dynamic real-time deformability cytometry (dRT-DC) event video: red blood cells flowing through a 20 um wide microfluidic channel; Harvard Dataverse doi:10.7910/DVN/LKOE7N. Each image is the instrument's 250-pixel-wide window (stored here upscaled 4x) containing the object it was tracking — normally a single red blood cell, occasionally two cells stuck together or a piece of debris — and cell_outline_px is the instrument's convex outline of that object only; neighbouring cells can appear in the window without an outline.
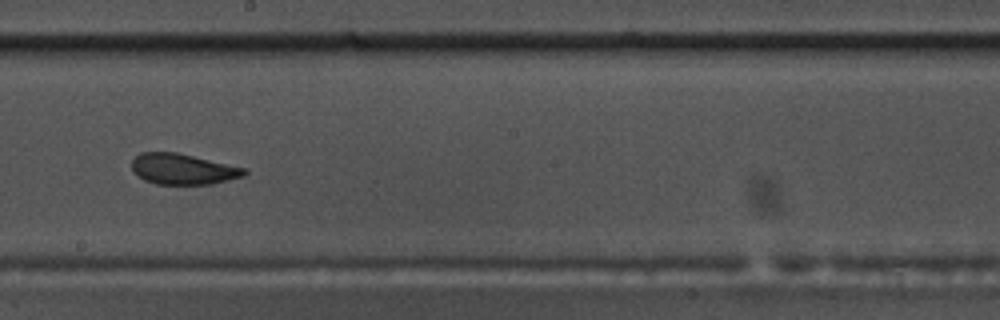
{"species": "common noctule bat (a hibernating species)", "species_latin": "Nyctalus noctula", "temperature_condition": "warm", "stored_images_in_passage": 56, "camera_frame_rate_fps": 3000, "um_per_image_px": 0.085, "animal": {"sex": "male", "body_mass_g": 17.5, "forearm_length_mm": 52.3}, "frame": {"image": 1, "passage_image": 32, "time_ms": 10.333, "image_size_px": [1000, 320], "cell_outline_px": [[248, 172], [244, 176], [212, 184], [156, 184], [144, 180], [132, 172], [132, 160], [140, 152], [176, 152], [248, 168]], "centroid_in_image_um": [15.56, 14.37], "position_along_channel_um": 232.6, "area_um2": 20.35}}
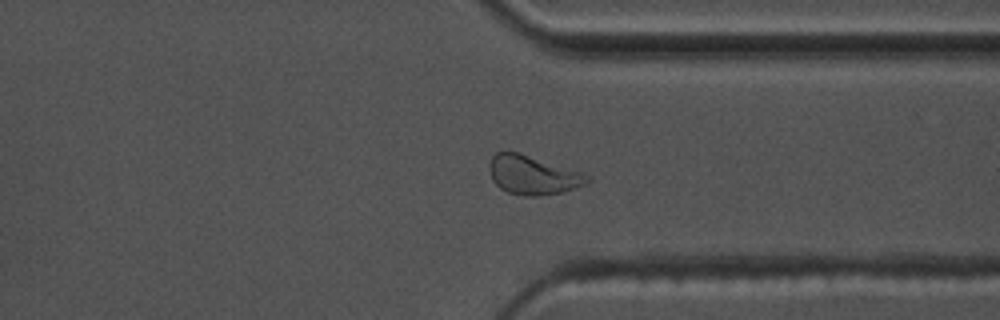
{"frame": {"image": 2, "passage_image": 43, "time_ms": 14.0, "image_size_px": [1000, 320], "cell_outline_px": [[592, 180], [588, 184], [560, 192], [536, 196], [524, 196], [508, 192], [500, 188], [492, 180], [488, 168], [488, 164], [492, 156], [496, 152], [516, 152], [584, 172], [592, 176]], "centroid_in_image_um": [45.32, 14.88], "position_along_channel_um": 366.1, "area_um2": 22.31}}
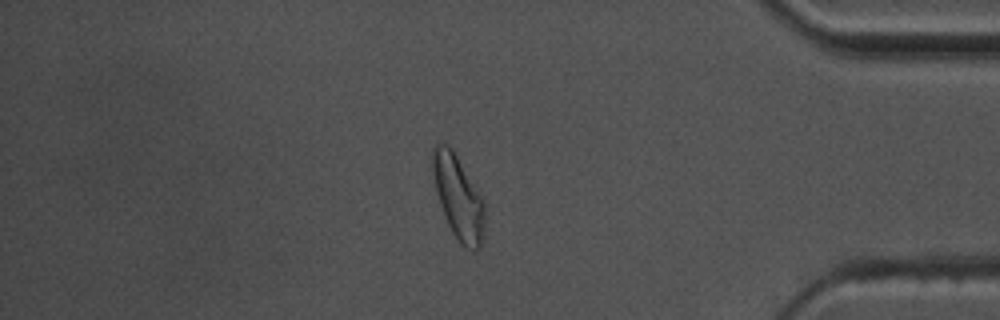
{"frame": {"image": 3, "passage_image": 48, "time_ms": 15.667, "image_size_px": [1000, 320], "cell_outline_px": [[484, 236], [480, 248], [472, 248], [460, 244], [452, 232], [444, 216], [440, 204], [432, 172], [432, 148], [436, 144], [448, 144], [452, 148], [484, 200]], "centroid_in_image_um": [38.95, 16.75], "position_along_channel_um": 396.2, "area_um2": 25.14}, "authors_computed_cell_mechanics": {"area_um2": 21.4149, "velocity_mm_per_s": 3.6356, "shape_relaxation_time_tau1_ms": 8.6563, "shape_relaxation_time_tau2_ms": 1.7755, "deformation_change_tau1": 0.1702, "deformation_change_tau2": 0.0806}}